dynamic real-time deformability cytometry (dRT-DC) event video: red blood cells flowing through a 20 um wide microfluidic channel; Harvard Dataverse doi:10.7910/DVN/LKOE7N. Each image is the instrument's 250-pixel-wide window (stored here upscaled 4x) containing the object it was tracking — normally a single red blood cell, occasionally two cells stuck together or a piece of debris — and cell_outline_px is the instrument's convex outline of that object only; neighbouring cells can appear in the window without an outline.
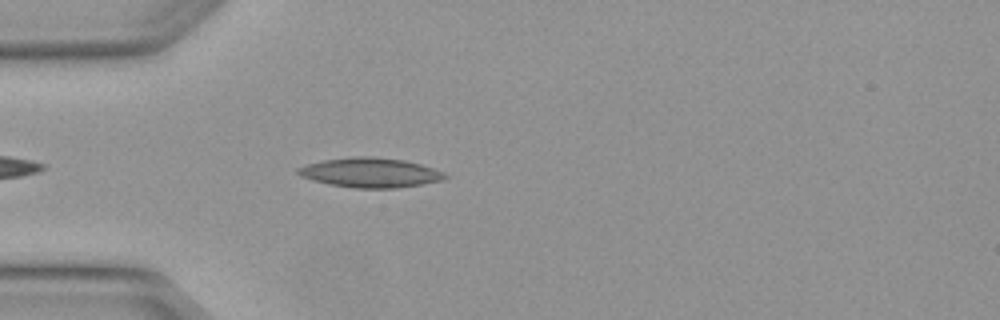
{"species": "Egyptian fruit bat (a non-hibernating species)", "species_latin": "Rousettus aegyptiacus", "temperature_condition": "warm", "stored_images_in_passage": 3, "camera_frame_rate_fps": 3000, "um_per_image_px": 0.085, "animal": {"sex": "female"}, "frame": {"image": 1, "passage_image": 3, "time_ms": 0.667, "image_size_px": [1000, 320], "cell_outline_px": [[448, 176], [444, 180], [396, 188], [356, 188], [328, 184], [312, 180], [300, 176], [296, 172], [296, 168], [308, 164], [324, 160], [352, 156], [372, 156], [404, 160], [420, 164], [444, 172]], "centroid_in_image_um": [31.46, 14.67], "position_along_channel_um": 53.5, "area_um2": 25.37}}